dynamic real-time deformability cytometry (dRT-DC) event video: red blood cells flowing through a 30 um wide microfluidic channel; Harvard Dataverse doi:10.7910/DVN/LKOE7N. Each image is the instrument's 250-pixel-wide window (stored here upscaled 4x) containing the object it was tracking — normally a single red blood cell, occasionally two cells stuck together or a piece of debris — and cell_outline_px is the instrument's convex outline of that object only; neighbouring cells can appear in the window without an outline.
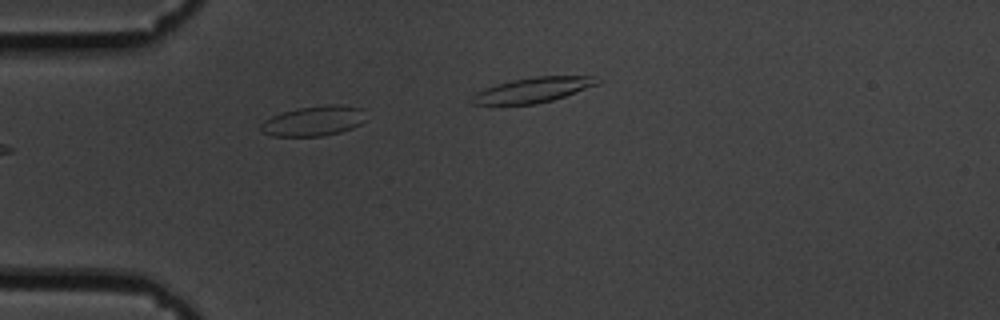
{"species": "common noctule bat (a hibernating species)", "species_latin": "Nyctalus noctula", "temperature_condition": "cold", "stored_images_in_passage": 19, "camera_frame_rate_fps": 3000, "um_per_image_px": 0.085, "animal": {"sex": "male", "body_mass_g": 19.5, "forearm_length_mm": 54.6}, "frame": {"image": 1, "passage_image": 1, "time_ms": 0.0, "image_size_px": [1000, 320], "cell_outline_px": [[364, 120], [360, 124], [352, 128], [340, 132], [320, 136], [272, 136], [260, 132], [260, 124], [264, 120], [280, 112], [300, 108], [324, 104], [344, 104], [360, 108]], "centroid_in_image_um": [26.6, 10.28], "position_along_channel_um": 58.4, "area_um2": 18.44}}
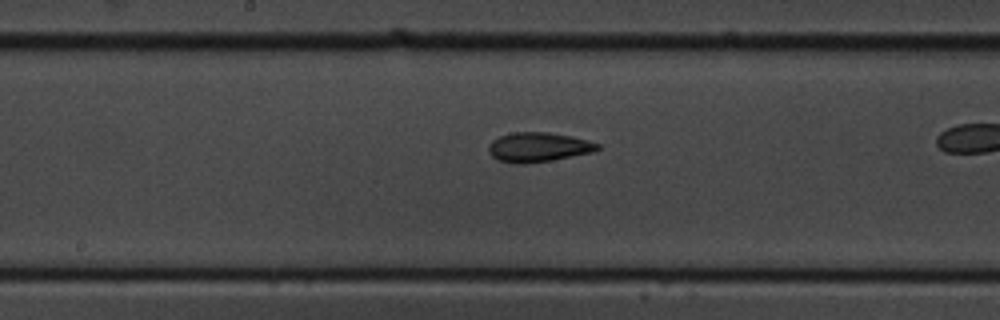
{"frame": {"image": 2, "passage_image": 11, "time_ms": 3.333, "image_size_px": [1000, 320], "cell_outline_px": [[600, 148], [592, 152], [552, 160], [524, 164], [516, 164], [496, 160], [488, 152], [488, 148], [492, 140], [500, 136], [512, 132], [548, 132], [572, 136], [588, 140], [600, 144]], "centroid_in_image_um": [45.74, 12.51], "position_along_channel_um": 202.5, "area_um2": 18.84}}
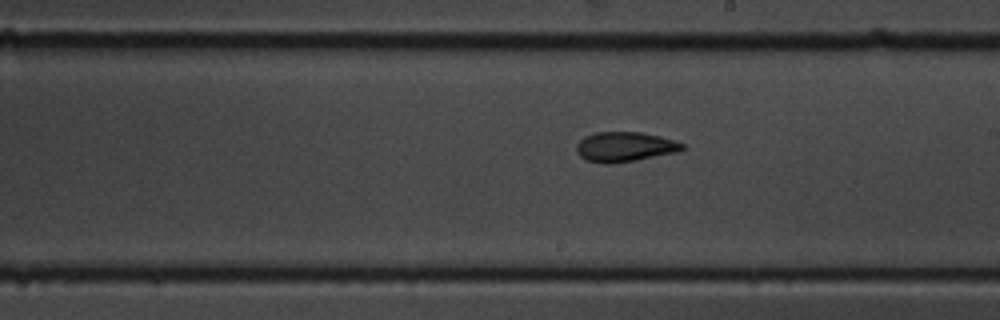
{"frame": {"image": 3, "passage_image": 14, "time_ms": 4.333, "image_size_px": [1000, 320], "cell_outline_px": [[684, 148], [676, 152], [636, 160], [608, 164], [604, 164], [584, 160], [576, 152], [576, 144], [584, 136], [596, 132], [640, 132], [660, 136], [684, 144]], "centroid_in_image_um": [53.04, 12.48], "position_along_channel_um": 236.0, "area_um2": 18.38}}